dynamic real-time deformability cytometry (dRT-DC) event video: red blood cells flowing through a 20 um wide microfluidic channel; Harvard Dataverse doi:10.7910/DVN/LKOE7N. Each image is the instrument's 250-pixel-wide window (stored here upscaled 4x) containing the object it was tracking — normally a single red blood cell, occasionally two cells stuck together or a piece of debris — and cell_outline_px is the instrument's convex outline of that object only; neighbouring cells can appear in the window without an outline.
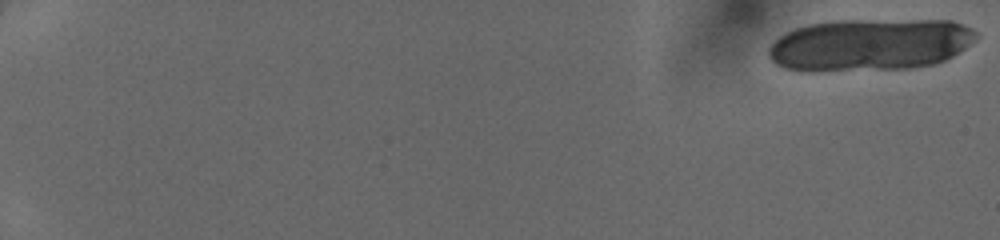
{"species": "human", "species_latin": "Homo sapiens", "temperature_condition": "cold", "stored_images_in_passage": 24, "camera_frame_rate_fps": 3000, "um_per_image_px": 0.085, "donor": {"sex": "female"}, "frame": {"image": 1, "passage_image": 1, "time_ms": 0.0, "image_size_px": [1000, 240], "cell_outline_px": [[980, 36], [976, 40], [952, 56], [936, 64], [908, 68], [812, 72], [788, 68], [776, 64], [768, 56], [768, 48], [780, 36], [796, 28], [808, 24], [844, 20], [952, 20], [972, 28]], "centroid_in_image_um": [73.96, 3.8], "position_along_channel_um": 11.0, "area_um2": 63.35}}
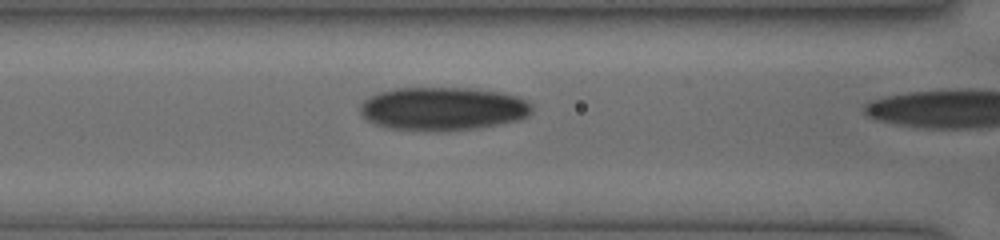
{"frame": {"image": 2, "passage_image": 23, "time_ms": 7.333, "image_size_px": [1000, 240], "cell_outline_px": [[532, 112], [528, 116], [520, 120], [500, 124], [476, 128], [448, 132], [424, 132], [388, 128], [376, 124], [368, 120], [360, 112], [360, 104], [364, 100], [380, 92], [396, 88], [468, 88], [500, 92], [516, 96], [532, 104]], "centroid_in_image_um": [37.65, 9.27], "position_along_channel_um": 128.9, "area_um2": 43.81}}